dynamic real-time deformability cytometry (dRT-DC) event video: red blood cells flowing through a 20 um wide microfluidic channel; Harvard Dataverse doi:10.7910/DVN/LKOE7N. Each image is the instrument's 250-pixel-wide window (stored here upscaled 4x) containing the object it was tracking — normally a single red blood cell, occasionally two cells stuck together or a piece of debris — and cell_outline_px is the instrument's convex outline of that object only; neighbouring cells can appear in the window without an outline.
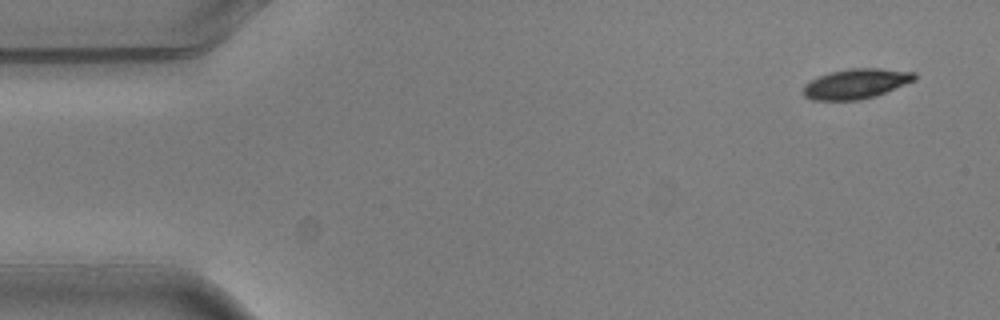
{"species": "common noctule bat (a hibernating species)", "species_latin": "Nyctalus noctula", "temperature_condition": "warm", "stored_images_in_passage": 5, "camera_frame_rate_fps": 3000, "um_per_image_px": 0.085, "animal": {"sex": "male", "body_mass_g": 20.5, "forearm_length_mm": 52.5}, "frame": {"image": 1, "passage_image": 1, "time_ms": 0.0, "image_size_px": [1000, 320], "cell_outline_px": [[916, 80], [876, 96], [860, 100], [812, 100], [804, 96], [804, 84], [820, 76], [832, 72], [848, 68], [880, 68], [916, 72]], "centroid_in_image_um": [72.8, 7.12], "position_along_channel_um": 12.2, "area_um2": 19.42}}
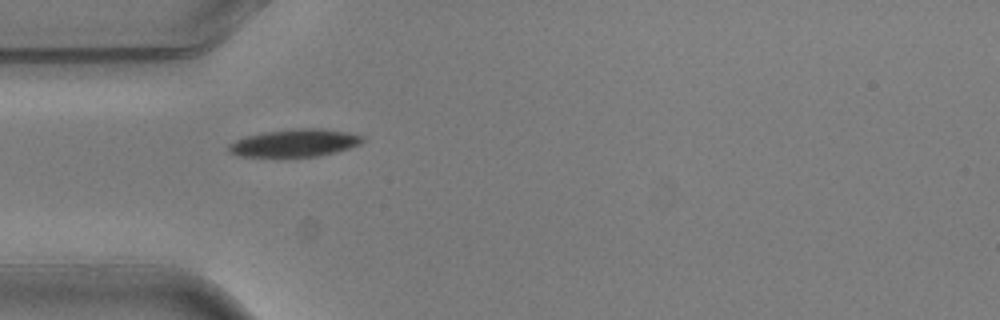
{"frame": {"image": 2, "passage_image": 5, "time_ms": 1.333, "image_size_px": [1000, 320], "cell_outline_px": [[364, 140], [360, 144], [348, 148], [316, 156], [276, 160], [236, 156], [228, 152], [228, 144], [236, 140], [248, 136], [264, 132], [292, 128], [324, 128], [348, 132], [364, 136]], "centroid_in_image_um": [24.96, 12.2], "position_along_channel_um": 60.0, "area_um2": 22.54}}